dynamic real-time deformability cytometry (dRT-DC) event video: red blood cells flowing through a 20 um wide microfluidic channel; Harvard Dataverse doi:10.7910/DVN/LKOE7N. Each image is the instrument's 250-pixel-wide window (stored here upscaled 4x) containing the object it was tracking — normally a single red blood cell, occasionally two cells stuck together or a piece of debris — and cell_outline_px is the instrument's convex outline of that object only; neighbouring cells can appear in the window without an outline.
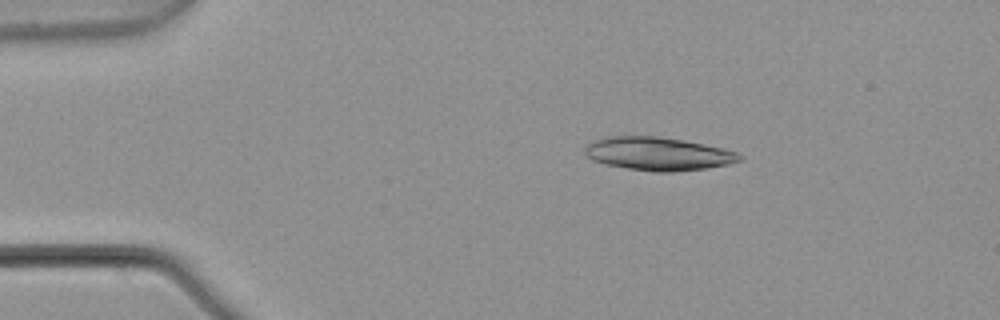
{"species": "common noctule bat (a hibernating species)", "species_latin": "Nyctalus noctula", "temperature_condition": "warm", "stored_images_in_passage": 6, "camera_frame_rate_fps": 3000, "um_per_image_px": 0.085, "animal": {"sex": "male", "body_mass_g": 21.5, "forearm_length_mm": 52.0}, "frame": {"image": 1, "passage_image": 3, "time_ms": 0.667, "image_size_px": [1000, 320], "cell_outline_px": [[744, 156], [740, 160], [728, 164], [708, 168], [672, 172], [652, 172], [604, 164], [592, 160], [584, 152], [584, 148], [588, 144], [596, 140], [608, 136], [660, 136], [684, 140], [724, 148], [736, 152]], "centroid_in_image_um": [55.95, 13.07], "position_along_channel_um": 29.0, "area_um2": 30.06}}